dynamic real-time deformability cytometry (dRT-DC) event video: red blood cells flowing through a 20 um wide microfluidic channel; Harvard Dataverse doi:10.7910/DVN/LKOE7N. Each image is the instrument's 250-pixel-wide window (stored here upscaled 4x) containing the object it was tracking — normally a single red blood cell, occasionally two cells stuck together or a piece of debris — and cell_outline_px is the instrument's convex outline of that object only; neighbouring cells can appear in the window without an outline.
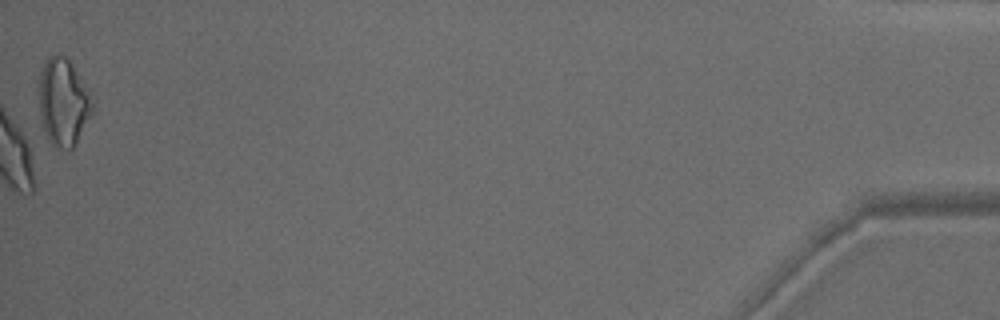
{"species": "common noctule bat (a hibernating species)", "species_latin": "Nyctalus noctula", "temperature_condition": "warm", "stored_images_in_passage": 50, "camera_frame_rate_fps": 3000, "um_per_image_px": 0.085, "animal": {"sex": "male", "body_mass_g": 15.6}, "frame": {"image": 1, "passage_image": 50, "time_ms": 16.333, "image_size_px": [1000, 320], "cell_outline_px": [[96, 112], [72, 148], [68, 152], [56, 148], [52, 144], [40, 120], [40, 72], [48, 56], [56, 52], [60, 52], [68, 56], [88, 88]], "centroid_in_image_um": [5.43, 8.66], "position_along_channel_um": 429.8, "area_um2": 27.92}, "authors_computed_cell_mechanics": {"area_um2": 21.4149, "velocity_mm_per_s": 4.1303, "shape_relaxation_time_tau1_ms": 4.5618, "shape_relaxation_time_tau2_ms": 2.5756, "deformation_change_tau1": 0.1333, "deformation_change_tau2": 0.0818}}